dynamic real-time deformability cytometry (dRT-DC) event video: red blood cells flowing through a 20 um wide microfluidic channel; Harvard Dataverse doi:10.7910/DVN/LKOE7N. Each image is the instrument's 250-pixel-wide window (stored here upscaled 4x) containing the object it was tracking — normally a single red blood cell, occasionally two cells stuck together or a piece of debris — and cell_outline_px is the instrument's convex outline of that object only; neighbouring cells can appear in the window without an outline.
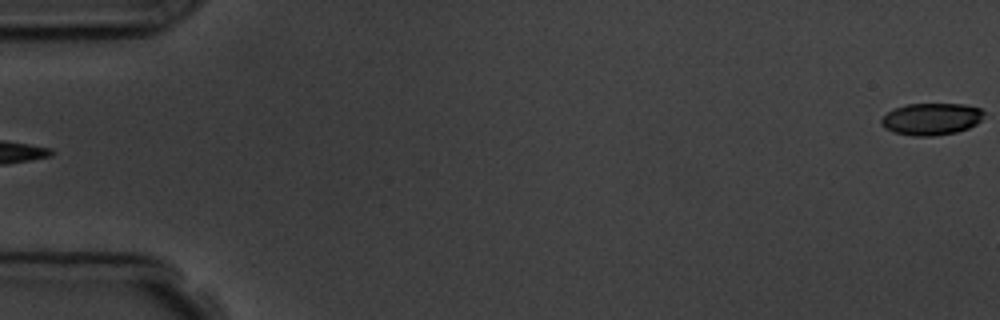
{"species": "common noctule bat (a hibernating species)", "species_latin": "Nyctalus noctula", "temperature_condition": "room temperature", "stored_images_in_passage": 6, "segment_of_instrument_passage": [2, 2], "camera_frame_rate_fps": 3000, "um_per_image_px": 0.085, "animal": {"sex": "male", "body_mass_g": 19.5, "forearm_length_mm": 54.6}, "frame": {"image": 1, "passage_image": 6, "time_ms": 5.667, "image_size_px": [1000, 320], "cell_outline_px": [[984, 112], [980, 120], [976, 124], [968, 128], [956, 132], [932, 136], [912, 136], [892, 132], [884, 128], [880, 124], [880, 120], [888, 112], [896, 108], [908, 104], [964, 104], [980, 108]], "centroid_in_image_um": [79.14, 10.12], "position_along_channel_um": 5.9, "area_um2": 19.07}}